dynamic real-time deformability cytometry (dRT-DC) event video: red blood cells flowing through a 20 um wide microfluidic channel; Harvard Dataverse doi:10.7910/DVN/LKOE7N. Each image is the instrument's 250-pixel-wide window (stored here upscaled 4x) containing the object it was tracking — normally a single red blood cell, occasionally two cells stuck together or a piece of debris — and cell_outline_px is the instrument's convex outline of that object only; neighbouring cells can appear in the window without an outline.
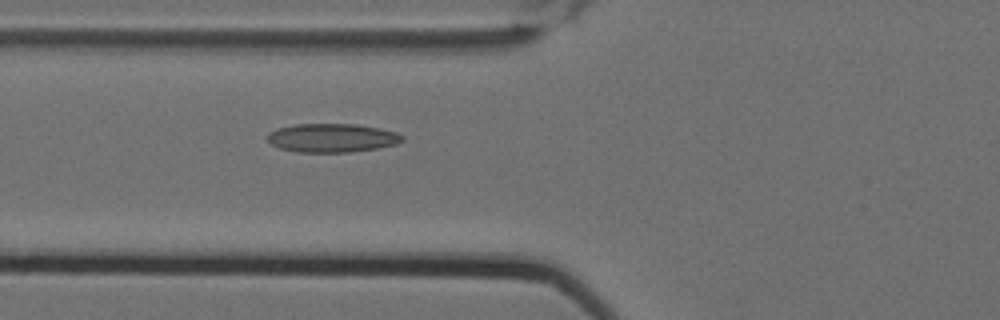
{"species": "Egyptian fruit bat (a non-hibernating species)", "species_latin": "Rousettus aegyptiacus", "temperature_condition": "cold", "stored_images_in_passage": 6, "camera_frame_rate_fps": 3000, "um_per_image_px": 0.085, "animal": {"sex": "female"}, "frame": {"image": 1, "passage_image": 6, "time_ms": 1.667, "image_size_px": [1000, 320], "cell_outline_px": [[404, 140], [396, 144], [376, 148], [348, 152], [296, 152], [280, 148], [272, 144], [268, 140], [268, 132], [276, 128], [296, 124], [356, 124], [380, 128], [396, 132], [404, 136]], "centroid_in_image_um": [28.22, 11.71], "position_along_channel_um": 97.6, "area_um2": 22.54}}